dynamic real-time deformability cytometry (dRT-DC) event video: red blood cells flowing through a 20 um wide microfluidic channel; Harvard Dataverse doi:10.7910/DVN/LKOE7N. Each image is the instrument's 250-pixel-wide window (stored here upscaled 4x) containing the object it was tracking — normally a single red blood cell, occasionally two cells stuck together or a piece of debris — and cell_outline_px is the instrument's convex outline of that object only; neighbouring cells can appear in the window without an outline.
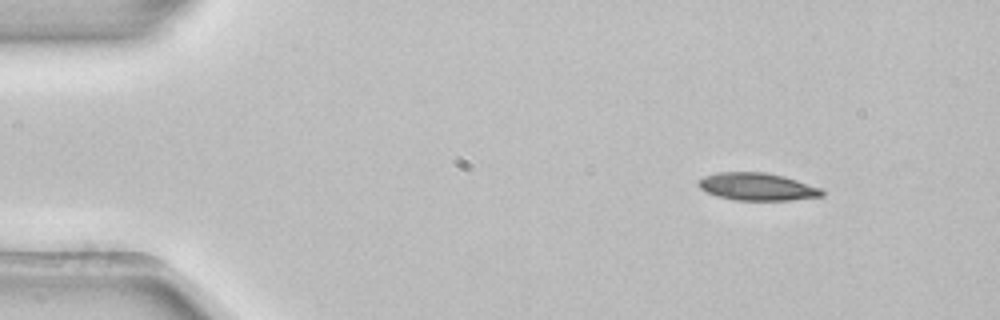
{"species": "common noctule bat (a hibernating species)", "species_latin": "Nyctalus noctula", "temperature_condition": "room temperature", "stored_images_in_passage": 48, "camera_frame_rate_fps": 3000, "um_per_image_px": 0.085, "animal": {"sex": "female", "body_mass_g": 22.7, "forearm_length_mm": 54.2}, "frame": {"image": 1, "passage_image": 1, "time_ms": 0.0, "image_size_px": [1000, 320], "cell_outline_px": [[824, 196], [792, 200], [736, 200], [716, 196], [700, 188], [700, 180], [704, 176], [716, 172], [764, 172], [784, 176], [824, 188]], "centroid_in_image_um": [64.43, 15.87], "position_along_channel_um": 20.6, "area_um2": 19.88}}
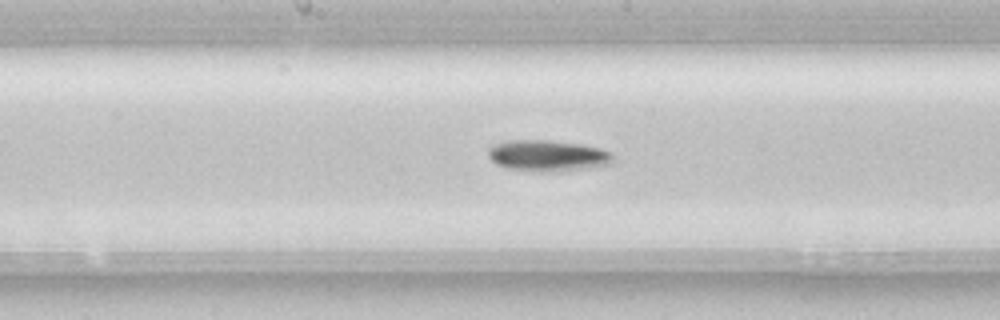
{"frame": {"image": 2, "passage_image": 22, "time_ms": 7.0, "image_size_px": [1000, 320], "cell_outline_px": [[612, 164], [560, 172], [540, 172], [508, 168], [496, 164], [488, 156], [488, 148], [496, 144], [512, 140], [544, 140], [580, 144], [600, 148], [608, 152], [612, 156]], "centroid_in_image_um": [46.54, 13.25], "position_along_channel_um": 201.7, "area_um2": 22.54}}
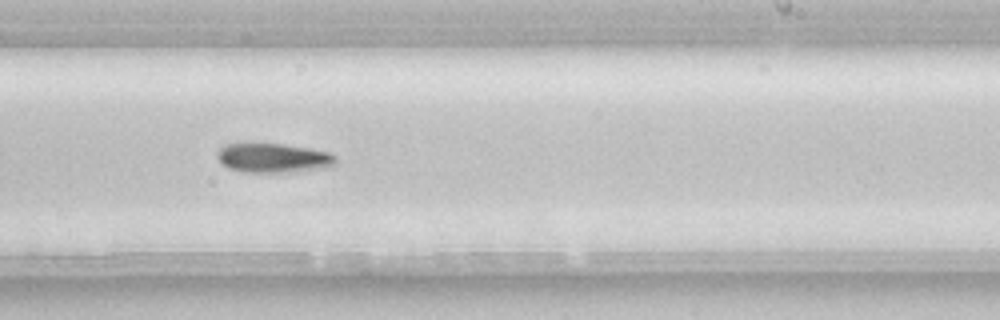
{"frame": {"image": 3, "passage_image": 27, "time_ms": 8.667, "image_size_px": [1000, 320], "cell_outline_px": [[336, 164], [328, 168], [296, 172], [244, 172], [228, 168], [220, 164], [216, 156], [216, 152], [220, 148], [228, 144], [284, 144], [312, 148], [328, 152], [336, 156]], "centroid_in_image_um": [23.26, 13.44], "position_along_channel_um": 265.7, "area_um2": 20.58}, "authors_computed_cell_mechanics": {"area_um2": 20.0277, "velocity_mm_per_s": 3.8754, "shape_relaxation_time_tau1_ms": 2.4918, "shape_relaxation_time_tau2_ms": null, "deformation_change_tau1": 0.0814, "deformation_change_tau2": null}}